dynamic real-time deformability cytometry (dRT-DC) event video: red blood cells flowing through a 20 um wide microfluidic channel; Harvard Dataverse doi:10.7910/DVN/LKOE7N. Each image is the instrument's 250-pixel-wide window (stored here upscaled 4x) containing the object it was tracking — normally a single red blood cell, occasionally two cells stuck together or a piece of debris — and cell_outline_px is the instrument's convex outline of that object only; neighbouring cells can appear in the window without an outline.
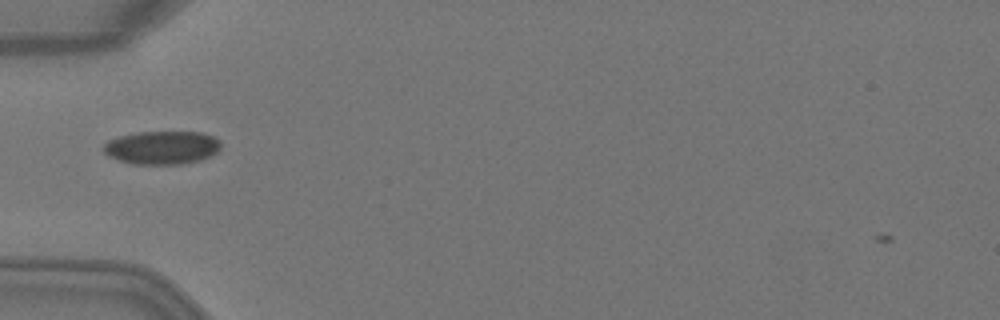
{"species": "Egyptian fruit bat (a non-hibernating species)", "species_latin": "Rousettus aegyptiacus", "temperature_condition": "warm", "stored_images_in_passage": 27, "camera_frame_rate_fps": 3000, "um_per_image_px": 0.085, "animal": {"sex": "female"}, "frame": {"image": 1, "passage_image": 4, "time_ms": 1.0, "image_size_px": [1000, 320], "cell_outline_px": [[220, 148], [216, 152], [200, 160], [180, 164], [132, 164], [108, 156], [104, 152], [104, 144], [108, 140], [120, 136], [140, 132], [200, 132], [212, 136], [220, 140]], "centroid_in_image_um": [13.76, 12.54], "position_along_channel_um": 71.2, "area_um2": 22.6}}
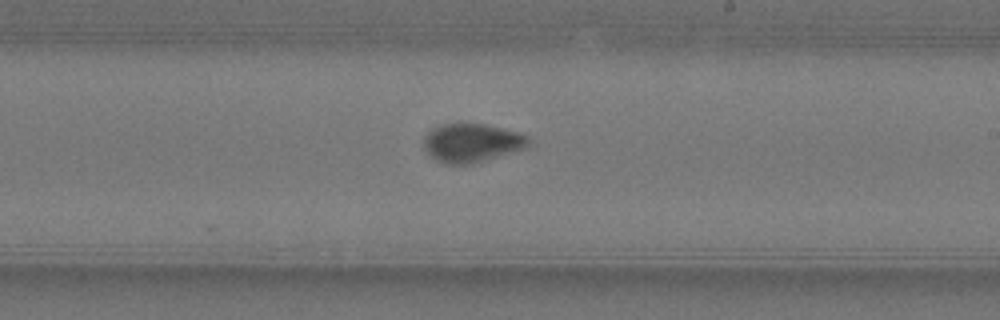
{"frame": {"image": 2, "passage_image": 17, "time_ms": 5.333, "image_size_px": [1000, 320], "cell_outline_px": [[532, 140], [528, 148], [472, 164], [444, 164], [436, 160], [424, 148], [424, 140], [428, 132], [432, 128], [440, 124], [484, 124], [520, 132], [528, 136]], "centroid_in_image_um": [40.16, 12.15], "position_along_channel_um": 248.8, "area_um2": 23.76}}
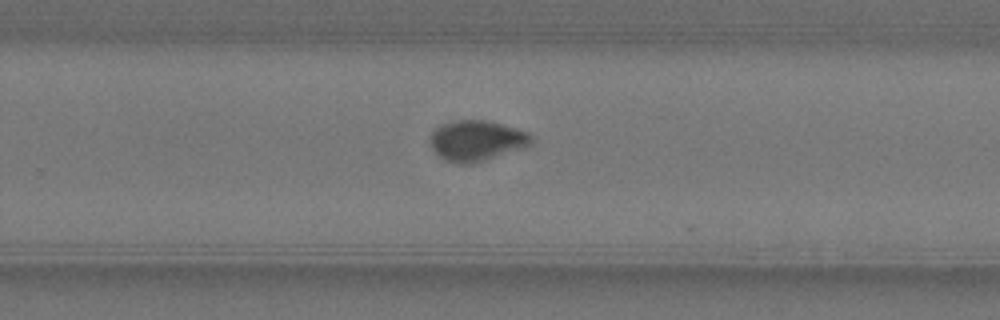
{"frame": {"image": 3, "passage_image": 20, "time_ms": 6.333, "image_size_px": [1000, 320], "cell_outline_px": [[532, 144], [472, 164], [460, 164], [444, 160], [432, 148], [432, 132], [440, 124], [456, 120], [488, 120], [528, 132], [532, 136]], "centroid_in_image_um": [40.5, 11.94], "position_along_channel_um": 289.3, "area_um2": 23.52}, "authors_computed_cell_mechanics": {"area_um2": 23.409, "velocity_mm_per_s": 4.0825, "shape_relaxation_time_tau1_ms": 5.0104, "shape_relaxation_time_tau2_ms": 0.6832, "deformation_change_tau1": 0.147, "deformation_change_tau2": 0.0411}}